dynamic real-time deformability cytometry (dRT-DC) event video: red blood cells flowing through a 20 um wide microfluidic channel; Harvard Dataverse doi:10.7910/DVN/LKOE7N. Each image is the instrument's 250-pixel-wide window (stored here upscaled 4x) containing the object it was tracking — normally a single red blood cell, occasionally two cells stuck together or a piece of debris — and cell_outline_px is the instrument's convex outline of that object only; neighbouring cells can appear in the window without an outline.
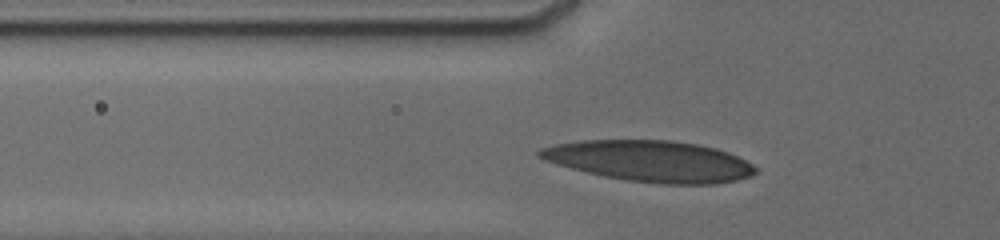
{"species": "human", "species_latin": "Homo sapiens", "temperature_condition": "cold", "stored_images_in_passage": 23, "camera_frame_rate_fps": 3000, "um_per_image_px": 0.085, "donor": {"sex": "male"}, "frame": {"image": 1, "passage_image": 9, "time_ms": 2.333, "image_size_px": [1000, 240], "cell_outline_px": [[756, 172], [752, 176], [736, 180], [716, 184], [660, 184], [628, 180], [604, 176], [556, 164], [544, 160], [536, 156], [536, 152], [540, 148], [556, 144], [580, 140], [668, 140], [696, 144], [716, 148], [728, 152], [752, 164], [756, 168]], "centroid_in_image_um": [55.25, 13.69], "position_along_channel_um": 70.6, "area_um2": 51.56}}
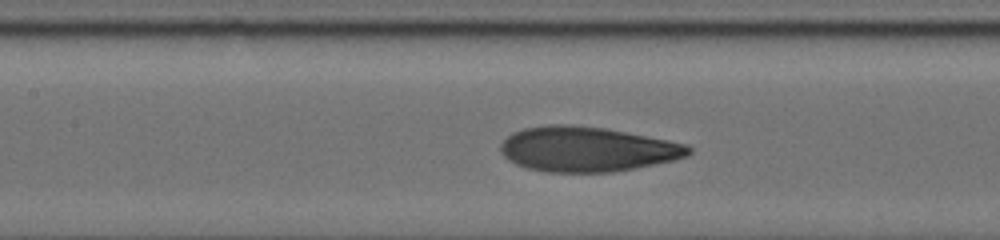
{"frame": {"image": 2, "passage_image": 18, "time_ms": 4.667, "image_size_px": [1000, 240], "cell_outline_px": [[692, 152], [688, 156], [676, 160], [636, 168], [612, 172], [544, 172], [528, 168], [516, 164], [508, 160], [500, 152], [500, 144], [512, 132], [524, 128], [548, 124], [568, 124], [604, 128], [668, 140], [688, 144], [692, 148]], "centroid_in_image_um": [49.91, 12.68], "position_along_channel_um": 157.5, "area_um2": 49.48}}
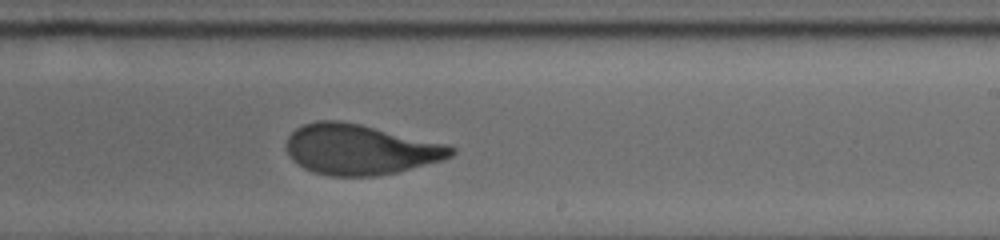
{"frame": {"image": 3, "passage_image": 23, "time_ms": 7.333, "image_size_px": [1000, 240], "cell_outline_px": [[456, 152], [452, 156], [444, 160], [396, 172], [376, 176], [328, 176], [312, 172], [304, 168], [292, 160], [288, 152], [288, 136], [296, 128], [304, 124], [316, 120], [340, 120], [360, 124], [448, 144], [456, 148]], "centroid_in_image_um": [30.64, 12.7], "position_along_channel_um": 258.4, "area_um2": 48.44}}